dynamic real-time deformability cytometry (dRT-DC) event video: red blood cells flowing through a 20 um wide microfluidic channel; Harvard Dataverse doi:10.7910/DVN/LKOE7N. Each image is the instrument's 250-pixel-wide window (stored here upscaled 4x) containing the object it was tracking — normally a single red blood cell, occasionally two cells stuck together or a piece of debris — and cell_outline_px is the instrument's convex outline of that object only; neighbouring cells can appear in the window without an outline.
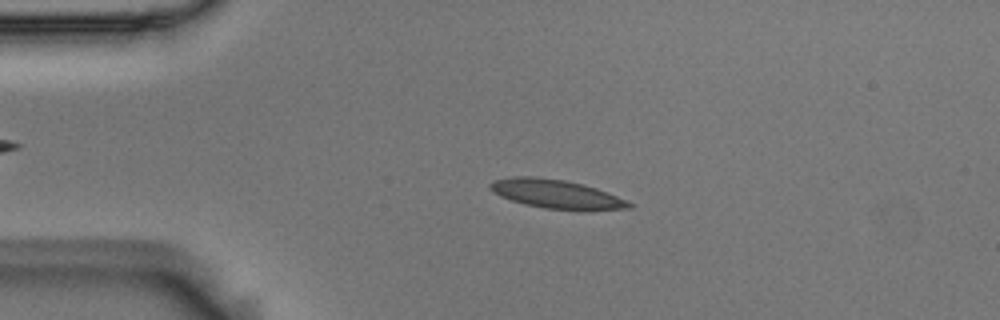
{"species": "Egyptian fruit bat (a non-hibernating species)", "species_latin": "Rousettus aegyptiacus", "temperature_condition": "room temperature", "stored_images_in_passage": 46, "camera_frame_rate_fps": 3000, "um_per_image_px": 0.085, "animal": {"sex": "male"}, "frame": {"image": 1, "passage_image": 3, "time_ms": 0.667, "image_size_px": [1000, 320], "cell_outline_px": [[632, 208], [580, 212], [544, 208], [524, 204], [500, 196], [488, 188], [488, 184], [496, 180], [512, 176], [532, 176], [564, 180], [584, 184], [596, 188], [628, 200], [632, 204]], "centroid_in_image_um": [47.34, 16.52], "position_along_channel_um": 37.7, "area_um2": 23.81}}
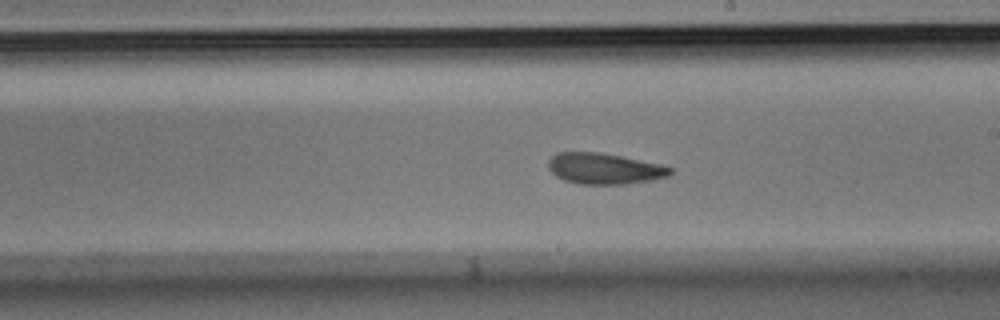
{"frame": {"image": 2, "passage_image": 22, "time_ms": 7.0, "image_size_px": [1000, 320], "cell_outline_px": [[676, 172], [668, 176], [652, 180], [624, 184], [580, 184], [564, 180], [556, 176], [548, 168], [548, 160], [556, 152], [600, 152], [660, 164], [672, 168]], "centroid_in_image_um": [51.37, 14.33], "position_along_channel_um": 237.6, "area_um2": 22.08}}
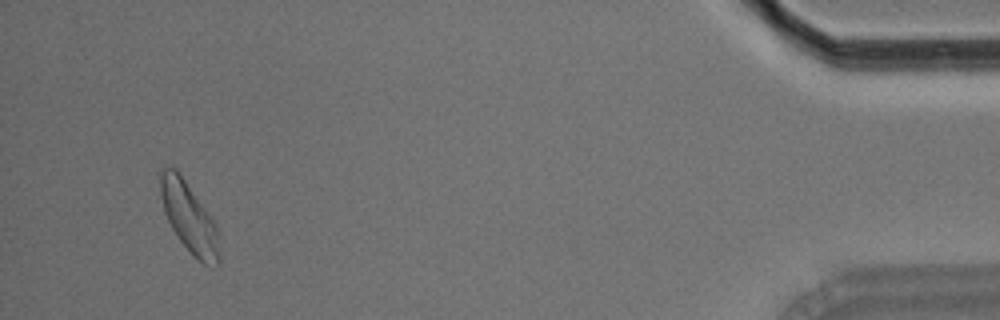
{"frame": {"image": 3, "passage_image": 43, "time_ms": 14.0, "image_size_px": [1000, 320], "cell_outline_px": [[220, 260], [216, 264], [204, 264], [192, 256], [180, 240], [172, 228], [164, 212], [160, 196], [160, 168], [176, 168], [216, 224], [220, 256]], "centroid_in_image_um": [16.05, 18.49], "position_along_channel_um": 419.2, "area_um2": 23.64}, "authors_computed_cell_mechanics": {"area_um2": 22.542, "velocity_mm_per_s": 3.6575, "shape_relaxation_time_tau1_ms": 3.6016, "shape_relaxation_time_tau2_ms": 2.6718, "deformation_change_tau1": 0.1308, "deformation_change_tau2": 0.1043}}